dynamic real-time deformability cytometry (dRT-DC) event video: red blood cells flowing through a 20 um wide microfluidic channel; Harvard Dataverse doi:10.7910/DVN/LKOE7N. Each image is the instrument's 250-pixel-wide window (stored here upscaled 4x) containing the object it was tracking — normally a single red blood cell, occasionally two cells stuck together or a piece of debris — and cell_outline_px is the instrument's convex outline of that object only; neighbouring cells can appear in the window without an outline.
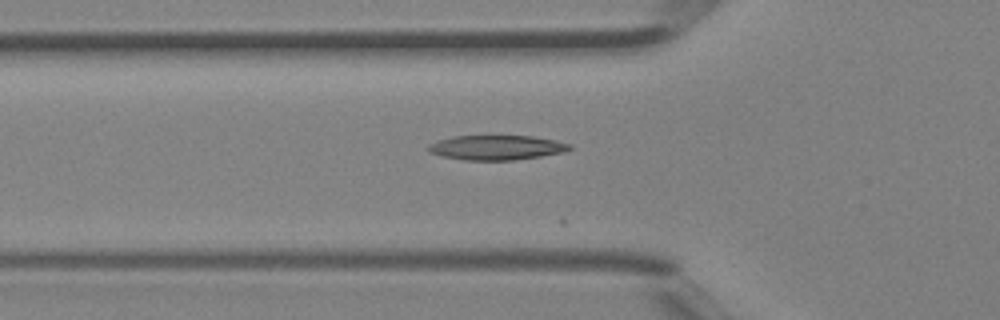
{"species": "Egyptian fruit bat (a non-hibernating species)", "species_latin": "Rousettus aegyptiacus", "temperature_condition": "room temperature", "stored_images_in_passage": 30, "camera_frame_rate_fps": 3000, "um_per_image_px": 0.085, "animal": {"sex": "female"}, "frame": {"image": 1, "passage_image": 5, "time_ms": 1.333, "image_size_px": [1000, 320], "cell_outline_px": [[572, 148], [560, 152], [540, 156], [512, 160], [464, 160], [440, 156], [428, 152], [428, 144], [452, 136], [532, 136], [572, 144]], "centroid_in_image_um": [42.14, 12.54], "position_along_channel_um": 83.7, "area_um2": 20.11}}
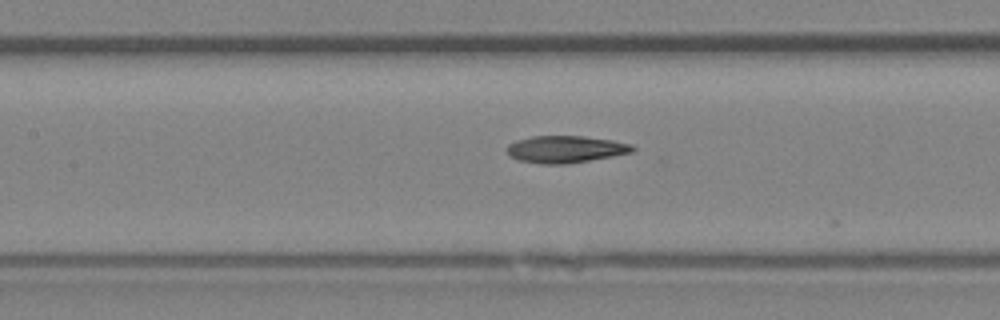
{"frame": {"image": 2, "passage_image": 10, "time_ms": 3.0, "image_size_px": [1000, 320], "cell_outline_px": [[636, 148], [632, 152], [612, 156], [568, 164], [540, 164], [516, 160], [508, 156], [508, 144], [516, 140], [532, 136], [584, 136], [612, 140], [632, 144]], "centroid_in_image_um": [48.04, 12.69], "position_along_channel_um": 159.4, "area_um2": 19.94}}
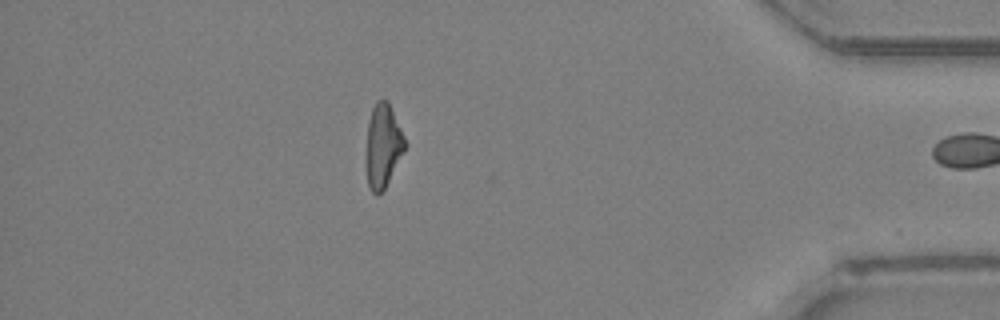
{"frame": {"image": 3, "passage_image": 29, "time_ms": 9.333, "image_size_px": [1000, 320], "cell_outline_px": [[408, 144], [384, 188], [376, 196], [372, 192], [368, 184], [364, 156], [368, 120], [372, 108], [376, 100], [388, 100]], "centroid_in_image_um": [32.52, 12.37], "position_along_channel_um": 402.7, "area_um2": 19.25}, "authors_computed_cell_mechanics": {"area_um2": 19.363, "velocity_mm_per_s": 4.5349, "shape_relaxation_time_tau1_ms": 5.919, "shape_relaxation_time_tau2_ms": 2.6139, "deformation_change_tau1": 0.1975, "deformation_change_tau2": 0.1016}}